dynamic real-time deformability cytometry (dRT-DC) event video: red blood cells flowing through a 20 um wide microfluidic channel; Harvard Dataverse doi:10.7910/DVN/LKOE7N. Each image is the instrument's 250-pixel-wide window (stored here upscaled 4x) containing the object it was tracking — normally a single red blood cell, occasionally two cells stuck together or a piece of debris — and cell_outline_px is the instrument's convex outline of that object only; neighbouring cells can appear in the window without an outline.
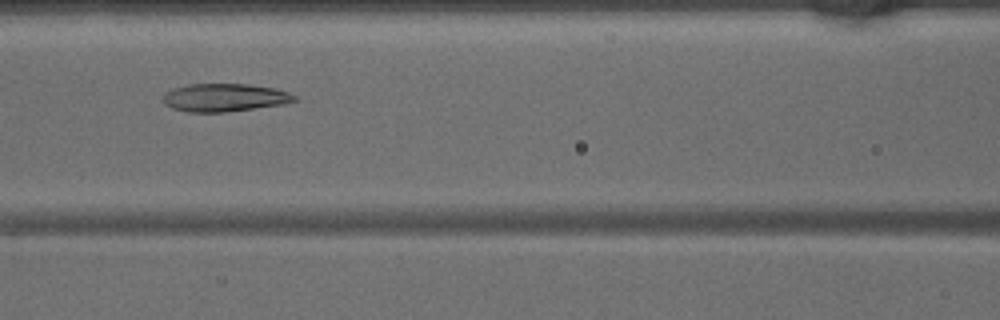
{"species": "common noctule bat (a hibernating species)", "species_latin": "Nyctalus noctula", "temperature_condition": "warm", "stored_images_in_passage": 40, "camera_frame_rate_fps": 3000, "um_per_image_px": 0.085, "animal": {"sex": "male", "body_mass_g": 15.6}, "frame": {"image": 1, "passage_image": 15, "time_ms": 4.667, "image_size_px": [1000, 320], "cell_outline_px": [[296, 100], [284, 104], [224, 112], [188, 112], [172, 108], [164, 104], [160, 100], [160, 96], [164, 92], [172, 88], [188, 84], [248, 84], [272, 88], [288, 92], [296, 96]], "centroid_in_image_um": [18.99, 8.29], "position_along_channel_um": 147.6, "area_um2": 21.56}}
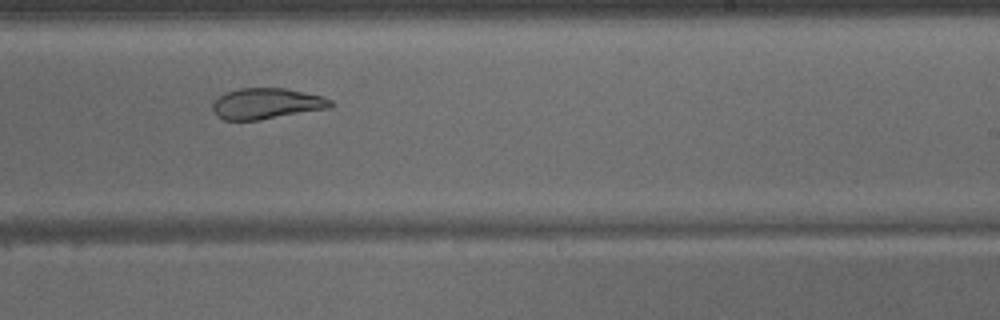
{"frame": {"image": 2, "passage_image": 23, "time_ms": 7.333, "image_size_px": [1000, 320], "cell_outline_px": [[336, 104], [332, 108], [260, 120], [224, 120], [216, 116], [212, 112], [212, 104], [224, 92], [240, 88], [284, 88], [324, 96], [332, 100]], "centroid_in_image_um": [22.69, 8.81], "position_along_channel_um": 266.3, "area_um2": 21.62}}
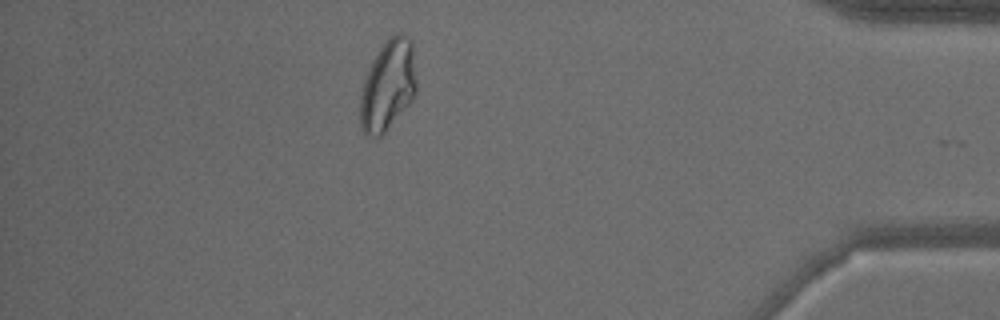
{"frame": {"image": 3, "passage_image": 35, "time_ms": 11.333, "image_size_px": [1000, 320], "cell_outline_px": [[416, 92], [412, 100], [384, 132], [380, 136], [372, 136], [364, 132], [360, 128], [360, 92], [368, 68], [372, 60], [388, 36], [392, 32], [404, 32], [412, 40], [416, 48]], "centroid_in_image_um": [33.01, 7.15], "position_along_channel_um": 402.2, "area_um2": 30.35}}